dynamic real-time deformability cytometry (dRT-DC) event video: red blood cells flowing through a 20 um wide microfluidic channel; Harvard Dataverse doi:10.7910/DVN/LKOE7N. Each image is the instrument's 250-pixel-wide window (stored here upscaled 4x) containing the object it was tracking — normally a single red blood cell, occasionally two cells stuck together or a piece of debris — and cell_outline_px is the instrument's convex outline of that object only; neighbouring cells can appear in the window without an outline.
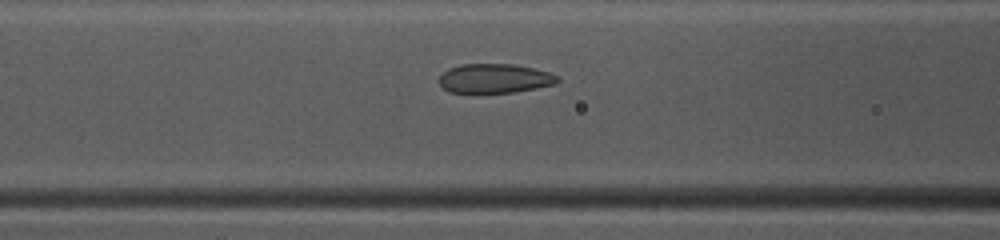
{"species": "common noctule bat (a hibernating species)", "species_latin": "Nyctalus noctula", "temperature_condition": "warm", "stored_images_in_passage": 48, "camera_frame_rate_fps": 3000, "um_per_image_px": 0.085, "animal": {"sex": "female", "body_mass_g": 10.0, "forearm_length_mm": 53.1}, "frame": {"image": 1, "passage_image": 20, "time_ms": 6.333, "image_size_px": [1000, 240], "cell_outline_px": [[560, 80], [556, 84], [536, 88], [512, 92], [472, 96], [448, 92], [440, 84], [440, 76], [448, 68], [460, 64], [516, 64], [548, 72], [560, 76]], "centroid_in_image_um": [42.01, 6.71], "position_along_channel_um": 124.6, "area_um2": 21.04}}
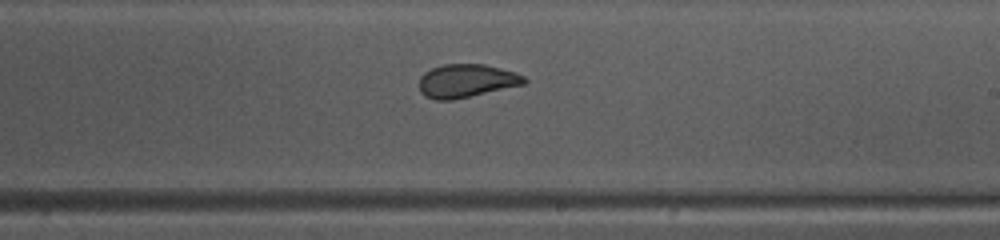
{"frame": {"image": 2, "passage_image": 29, "time_ms": 9.333, "image_size_px": [1000, 240], "cell_outline_px": [[528, 80], [524, 84], [452, 100], [436, 100], [424, 96], [420, 92], [420, 76], [424, 72], [432, 68], [444, 64], [484, 64], [516, 72], [524, 76]], "centroid_in_image_um": [39.63, 6.87], "position_along_channel_um": 249.4, "area_um2": 20.35}}
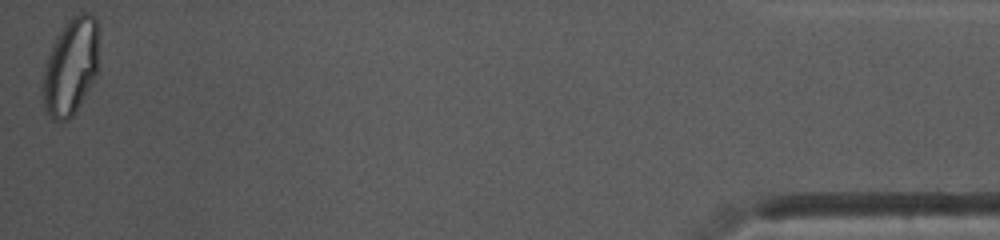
{"frame": {"image": 3, "passage_image": 48, "time_ms": 15.667, "image_size_px": [1000, 240], "cell_outline_px": [[96, 76], [76, 112], [68, 120], [52, 120], [44, 108], [40, 92], [44, 72], [48, 56], [52, 44], [56, 36], [68, 20], [72, 16], [80, 12], [88, 12], [96, 16]], "centroid_in_image_um": [5.96, 5.7], "position_along_channel_um": 429.2, "area_um2": 31.56}, "authors_computed_cell_mechanics": {"area_um2": 23.0911, "velocity_mm_per_s": 4.1468, "shape_relaxation_time_tau1_ms": 7.6876, "shape_relaxation_time_tau2_ms": 0.6459, "deformation_change_tau1": 0.187, "deformation_change_tau2": 0.055}}